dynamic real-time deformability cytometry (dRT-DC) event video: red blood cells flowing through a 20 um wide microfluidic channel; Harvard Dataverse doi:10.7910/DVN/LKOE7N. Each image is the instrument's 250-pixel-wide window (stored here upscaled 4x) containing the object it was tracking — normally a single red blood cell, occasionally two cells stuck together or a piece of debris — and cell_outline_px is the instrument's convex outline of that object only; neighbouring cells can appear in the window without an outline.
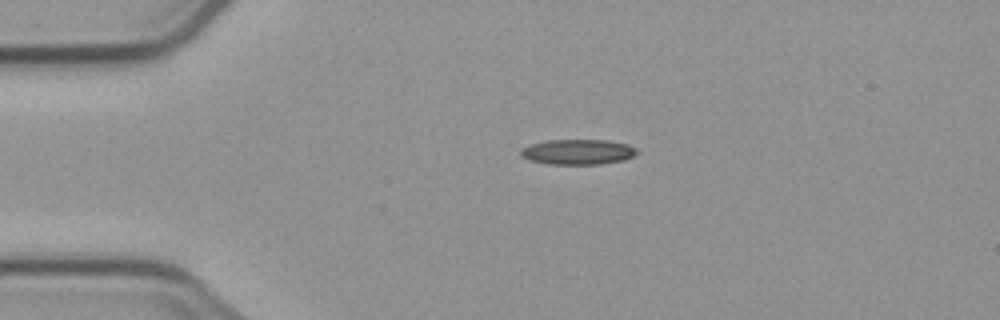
{"species": "common noctule bat (a hibernating species)", "species_latin": "Nyctalus noctula", "temperature_condition": "cold", "stored_images_in_passage": 3, "camera_frame_rate_fps": 3000, "um_per_image_px": 0.085, "animal": {"sex": "male", "body_mass_g": 23.1, "forearm_length_mm": 52.7}, "frame": {"image": 1, "passage_image": 1, "time_ms": 0.0, "image_size_px": [1000, 320], "cell_outline_px": [[640, 152], [624, 160], [600, 164], [548, 164], [528, 160], [520, 156], [520, 148], [528, 144], [548, 140], [608, 140], [628, 144], [636, 148]], "centroid_in_image_um": [49.09, 12.91], "position_along_channel_um": 35.9, "area_um2": 17.34}}
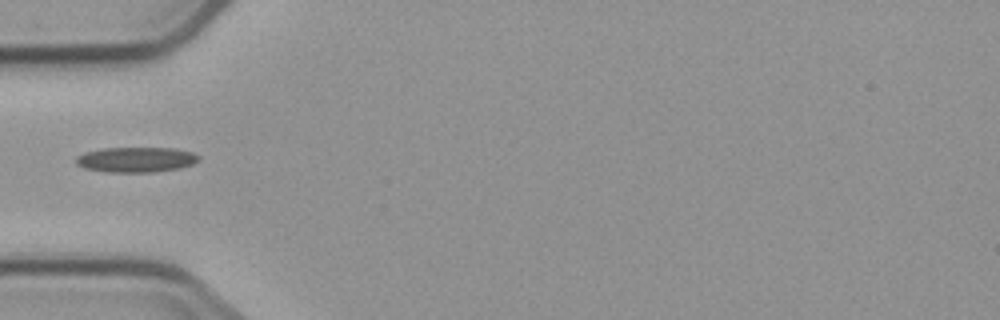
{"frame": {"image": 2, "passage_image": 3, "time_ms": 2.0, "image_size_px": [1000, 320], "cell_outline_px": [[200, 160], [192, 164], [180, 168], [156, 172], [104, 172], [84, 168], [76, 164], [76, 156], [84, 152], [104, 148], [176, 148], [192, 152], [200, 156]], "centroid_in_image_um": [11.57, 13.57], "position_along_channel_um": 73.4, "area_um2": 18.21}}